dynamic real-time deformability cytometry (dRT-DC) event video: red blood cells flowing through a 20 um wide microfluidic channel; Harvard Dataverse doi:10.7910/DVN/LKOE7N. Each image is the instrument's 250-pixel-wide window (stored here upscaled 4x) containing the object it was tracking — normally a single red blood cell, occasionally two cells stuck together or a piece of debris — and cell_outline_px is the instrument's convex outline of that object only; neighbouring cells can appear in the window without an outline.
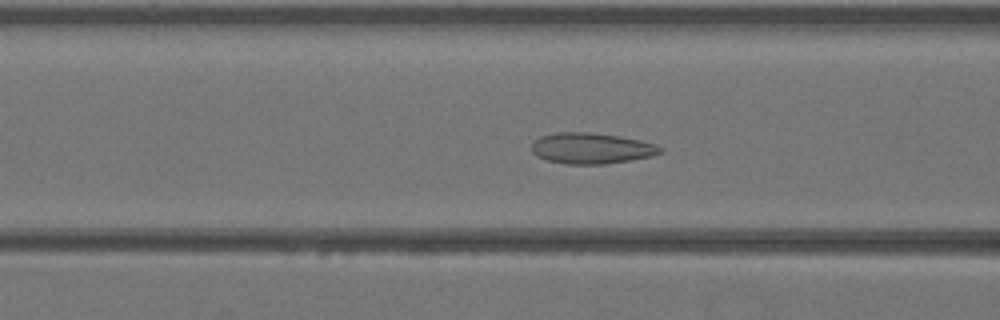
{"species": "Egyptian fruit bat (a non-hibernating species)", "species_latin": "Rousettus aegyptiacus", "temperature_condition": "warm", "stored_images_in_passage": 44, "camera_frame_rate_fps": 3000, "um_per_image_px": 0.085, "animal": {"sex": "female"}, "frame": {"image": 1, "passage_image": 18, "time_ms": 5.667, "image_size_px": [1000, 320], "cell_outline_px": [[664, 152], [652, 156], [604, 164], [564, 164], [548, 160], [536, 156], [532, 152], [532, 144], [540, 136], [556, 132], [588, 132], [620, 136], [640, 140], [656, 144], [664, 148]], "centroid_in_image_um": [50.29, 12.6], "position_along_channel_um": 116.3, "area_um2": 23.24}}
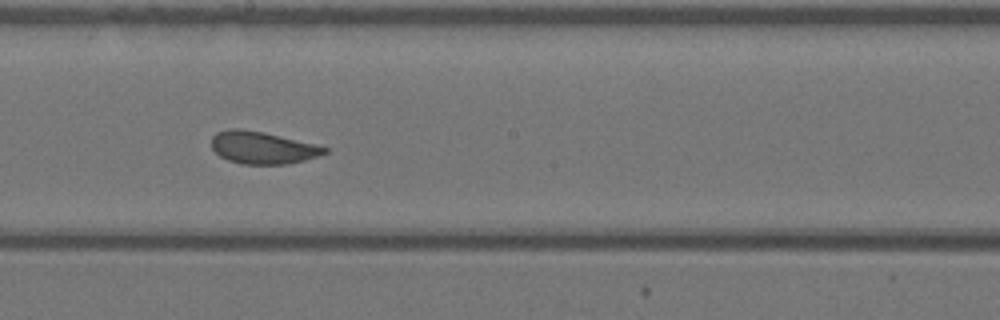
{"frame": {"image": 2, "passage_image": 25, "time_ms": 8.0, "image_size_px": [1000, 320], "cell_outline_px": [[328, 152], [304, 160], [288, 164], [240, 164], [228, 160], [220, 156], [212, 148], [212, 136], [216, 132], [228, 128], [240, 128], [264, 132], [316, 144], [328, 148]], "centroid_in_image_um": [22.29, 12.54], "position_along_channel_um": 225.9, "area_um2": 21.33}}
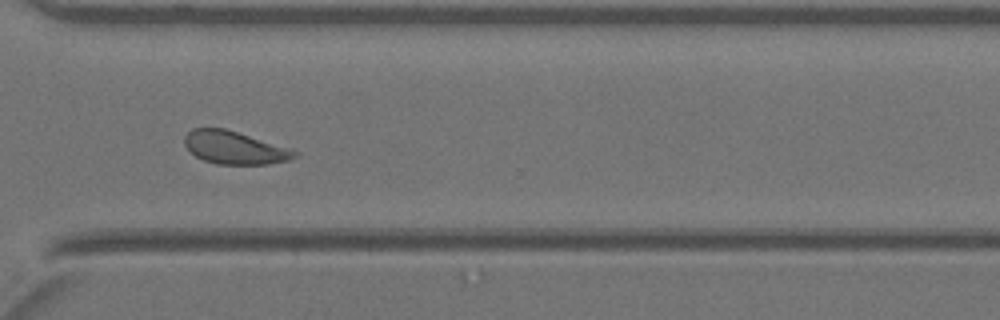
{"frame": {"image": 3, "passage_image": 33, "time_ms": 10.667, "image_size_px": [1000, 320], "cell_outline_px": [[300, 156], [288, 160], [268, 164], [216, 164], [204, 160], [196, 156], [184, 144], [184, 136], [192, 128], [224, 128], [292, 148], [300, 152]], "centroid_in_image_um": [19.99, 12.55], "position_along_channel_um": 350.6, "area_um2": 21.21}}